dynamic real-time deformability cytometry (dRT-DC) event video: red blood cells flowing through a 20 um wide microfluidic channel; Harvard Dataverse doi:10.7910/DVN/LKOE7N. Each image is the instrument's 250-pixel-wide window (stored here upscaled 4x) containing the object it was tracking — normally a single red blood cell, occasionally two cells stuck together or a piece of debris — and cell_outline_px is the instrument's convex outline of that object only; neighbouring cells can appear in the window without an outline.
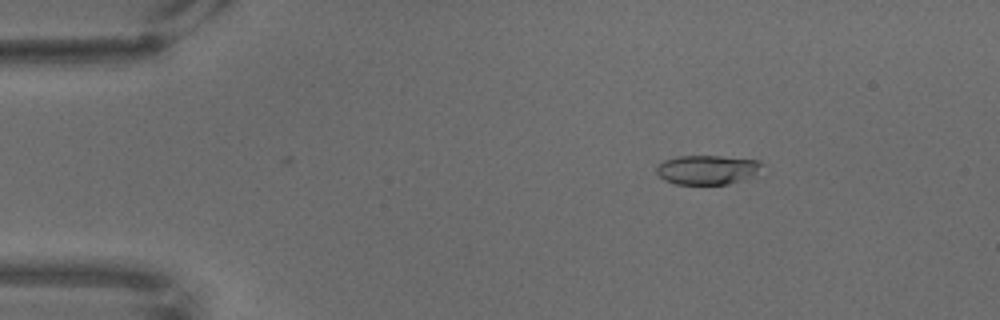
{"species": "common noctule bat (a hibernating species)", "species_latin": "Nyctalus noctula", "temperature_condition": "warm", "stored_images_in_passage": 60, "camera_frame_rate_fps": 3000, "um_per_image_px": 0.085, "animal": {"sex": "male", "body_mass_g": 18.8}, "frame": {"image": 1, "passage_image": 10, "time_ms": 3.0, "image_size_px": [1000, 320], "cell_outline_px": [[764, 164], [752, 176], [728, 184], [676, 184], [664, 180], [656, 172], [656, 164], [664, 160], [676, 156], [720, 156], [760, 160]], "centroid_in_image_um": [60.08, 14.42], "position_along_channel_um": 24.9, "area_um2": 18.03}}
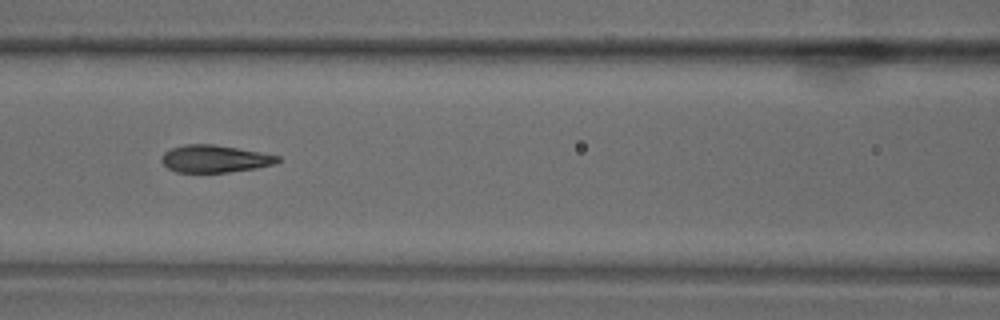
{"frame": {"image": 2, "passage_image": 30, "time_ms": 9.667, "image_size_px": [1000, 320], "cell_outline_px": [[280, 160], [276, 164], [256, 168], [228, 172], [176, 172], [168, 168], [160, 160], [160, 156], [164, 152], [172, 148], [184, 144], [212, 144], [236, 148], [280, 156]], "centroid_in_image_um": [18.23, 13.5], "position_along_channel_um": 148.4, "area_um2": 18.44}}
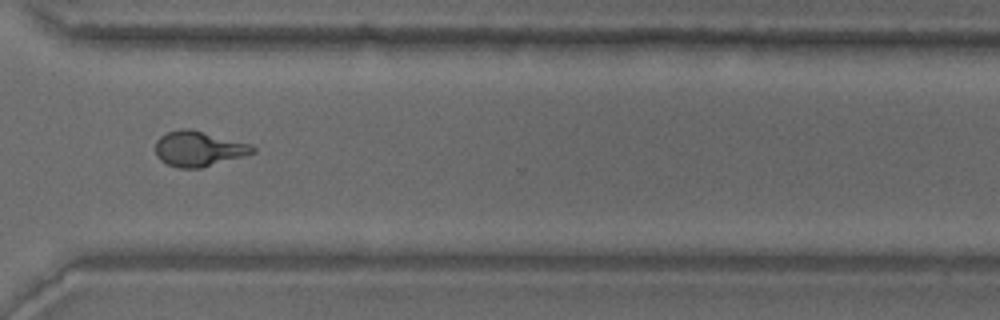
{"frame": {"image": 3, "passage_image": 51, "time_ms": 16.667, "image_size_px": [1000, 320], "cell_outline_px": [[256, 152], [200, 168], [180, 168], [168, 164], [160, 160], [156, 156], [156, 140], [160, 136], [168, 132], [180, 128], [188, 128], [252, 144], [256, 148]], "centroid_in_image_um": [16.87, 12.63], "position_along_channel_um": 353.7, "area_um2": 19.83}}